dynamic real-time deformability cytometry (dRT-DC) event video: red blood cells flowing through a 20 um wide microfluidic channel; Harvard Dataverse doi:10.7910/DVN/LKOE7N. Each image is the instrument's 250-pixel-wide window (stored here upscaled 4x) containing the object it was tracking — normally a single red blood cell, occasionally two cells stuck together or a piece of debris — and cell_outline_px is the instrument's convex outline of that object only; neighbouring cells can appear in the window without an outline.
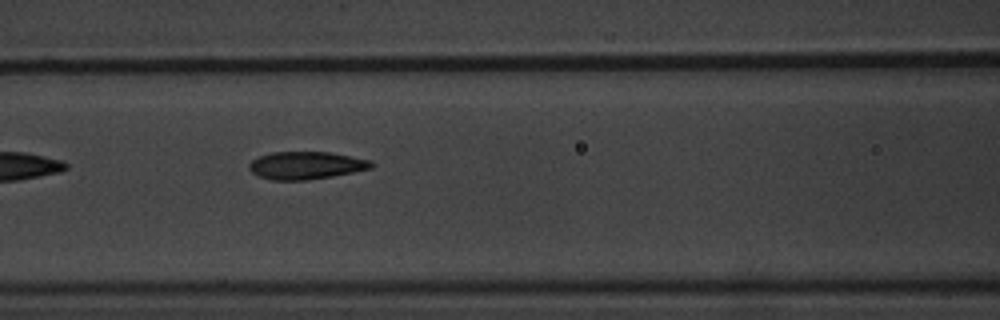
{"species": "common noctule bat (a hibernating species)", "species_latin": "Nyctalus noctula", "temperature_condition": "warm", "stored_images_in_passage": 6, "camera_frame_rate_fps": 3000, "um_per_image_px": 0.085, "animal": {"sex": "male", "body_mass_g": 20.1, "forearm_length_mm": 53.5}, "frame": {"image": 1, "passage_image": 6, "time_ms": 6.0, "image_size_px": [1000, 320], "cell_outline_px": [[376, 164], [372, 168], [332, 176], [308, 180], [272, 180], [260, 176], [252, 172], [248, 168], [248, 164], [252, 160], [260, 156], [272, 152], [328, 152], [372, 160]], "centroid_in_image_um": [26.03, 14.06], "position_along_channel_um": 140.6, "area_um2": 19.65}}